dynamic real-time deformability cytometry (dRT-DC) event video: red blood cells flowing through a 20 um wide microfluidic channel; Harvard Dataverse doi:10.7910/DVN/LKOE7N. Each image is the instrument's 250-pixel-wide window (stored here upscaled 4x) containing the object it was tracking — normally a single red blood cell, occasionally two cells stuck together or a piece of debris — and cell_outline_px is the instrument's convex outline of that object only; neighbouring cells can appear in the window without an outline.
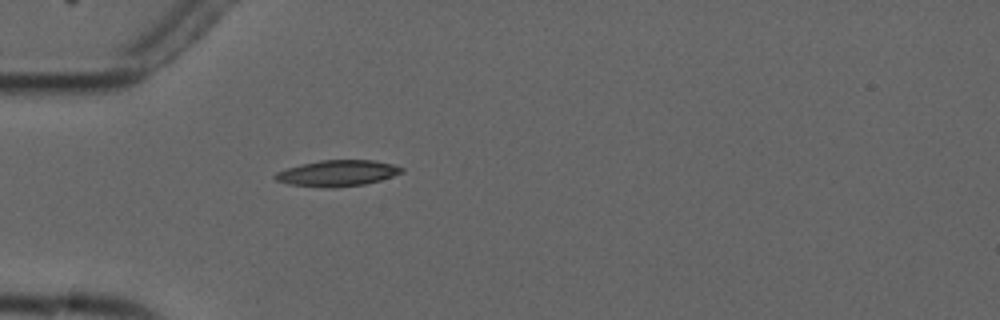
{"species": "common noctule bat (a hibernating species)", "species_latin": "Nyctalus noctula", "temperature_condition": "cold", "stored_images_in_passage": 1, "camera_frame_rate_fps": 3000, "um_per_image_px": 0.085, "animal": {"sex": "male", "forearm_length_mm": 52.5}, "frame": {"image": 1, "passage_image": 1, "time_ms": 0.0, "image_size_px": [1000, 320], "cell_outline_px": [[404, 172], [380, 180], [364, 184], [332, 188], [328, 188], [288, 184], [276, 180], [272, 176], [276, 172], [300, 164], [320, 160], [376, 160], [392, 164], [404, 168]], "centroid_in_image_um": [28.67, 14.72], "position_along_channel_um": 56.3, "area_um2": 19.25}}